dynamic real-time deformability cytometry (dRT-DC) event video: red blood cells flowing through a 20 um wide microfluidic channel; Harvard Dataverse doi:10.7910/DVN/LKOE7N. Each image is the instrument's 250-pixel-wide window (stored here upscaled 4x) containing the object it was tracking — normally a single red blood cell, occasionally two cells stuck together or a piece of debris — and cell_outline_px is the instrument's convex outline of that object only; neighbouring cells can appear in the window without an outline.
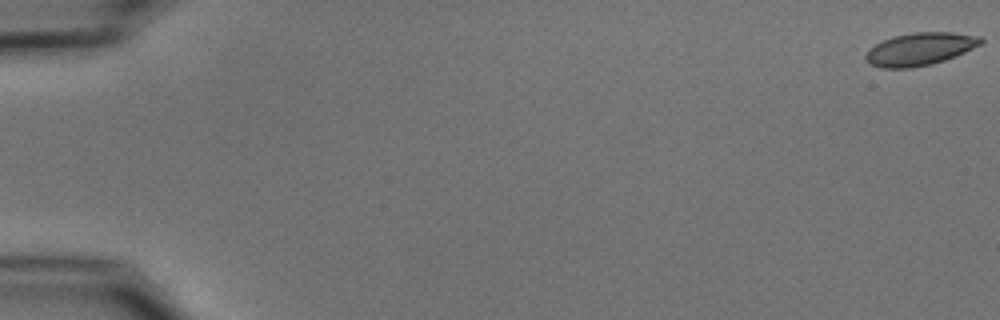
{"species": "common noctule bat (a hibernating species)", "species_latin": "Nyctalus noctula", "temperature_condition": "cold", "stored_images_in_passage": 55, "camera_frame_rate_fps": 3000, "um_per_image_px": 0.085, "animal": {"sex": "male", "body_mass_g": 15.6}, "frame": {"image": 1, "passage_image": 1, "time_ms": 0.0, "image_size_px": [1000, 320], "cell_outline_px": [[984, 40], [980, 44], [956, 56], [932, 64], [912, 68], [880, 68], [872, 64], [864, 56], [868, 48], [892, 36], [912, 32], [952, 32], [980, 36]], "centroid_in_image_um": [78.18, 4.16], "position_along_channel_um": 6.8, "area_um2": 21.91}}
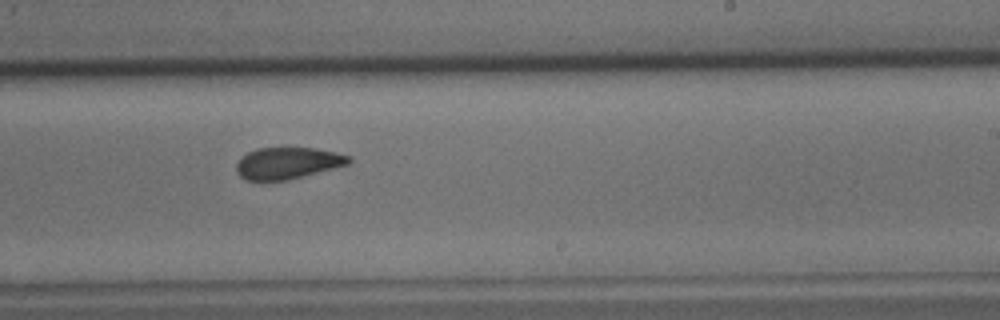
{"frame": {"image": 2, "passage_image": 35, "time_ms": 11.333, "image_size_px": [1000, 320], "cell_outline_px": [[352, 160], [348, 164], [288, 180], [244, 180], [236, 172], [236, 164], [240, 156], [256, 148], [312, 148], [336, 152], [352, 156]], "centroid_in_image_um": [24.42, 13.86], "position_along_channel_um": 264.6, "area_um2": 20.75}}
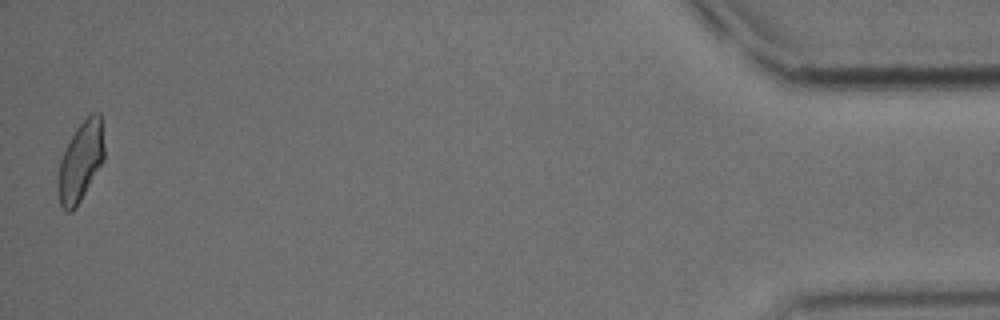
{"frame": {"image": 3, "passage_image": 55, "time_ms": 18.0, "image_size_px": [1000, 320], "cell_outline_px": [[104, 160], [76, 208], [72, 212], [68, 212], [60, 204], [56, 188], [56, 184], [60, 160], [76, 128], [92, 112], [100, 112], [104, 144]], "centroid_in_image_um": [6.84, 13.76], "position_along_channel_um": 428.4, "area_um2": 21.44}, "authors_computed_cell_mechanics": {"area_um2": 22.1374, "velocity_mm_per_s": 3.7013, "shape_relaxation_time_tau1_ms": 4.9394, "shape_relaxation_time_tau2_ms": 2.9211, "deformation_change_tau1": 0.122, "deformation_change_tau2": 0.0743}}